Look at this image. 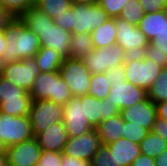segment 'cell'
<instances>
[{"label":"cell","instance_id":"cell-36","mask_svg":"<svg viewBox=\"0 0 167 166\" xmlns=\"http://www.w3.org/2000/svg\"><path fill=\"white\" fill-rule=\"evenodd\" d=\"M130 0H98V4L111 18L119 17L124 5Z\"/></svg>","mask_w":167,"mask_h":166},{"label":"cell","instance_id":"cell-30","mask_svg":"<svg viewBox=\"0 0 167 166\" xmlns=\"http://www.w3.org/2000/svg\"><path fill=\"white\" fill-rule=\"evenodd\" d=\"M147 97L155 104L167 101V67L162 68L157 80L147 91Z\"/></svg>","mask_w":167,"mask_h":166},{"label":"cell","instance_id":"cell-43","mask_svg":"<svg viewBox=\"0 0 167 166\" xmlns=\"http://www.w3.org/2000/svg\"><path fill=\"white\" fill-rule=\"evenodd\" d=\"M13 16L0 6V30L6 28L7 24L12 20Z\"/></svg>","mask_w":167,"mask_h":166},{"label":"cell","instance_id":"cell-46","mask_svg":"<svg viewBox=\"0 0 167 166\" xmlns=\"http://www.w3.org/2000/svg\"><path fill=\"white\" fill-rule=\"evenodd\" d=\"M8 147L0 137V156H6Z\"/></svg>","mask_w":167,"mask_h":166},{"label":"cell","instance_id":"cell-16","mask_svg":"<svg viewBox=\"0 0 167 166\" xmlns=\"http://www.w3.org/2000/svg\"><path fill=\"white\" fill-rule=\"evenodd\" d=\"M124 121L152 130L157 118V106L148 97L133 106L120 111Z\"/></svg>","mask_w":167,"mask_h":166},{"label":"cell","instance_id":"cell-45","mask_svg":"<svg viewBox=\"0 0 167 166\" xmlns=\"http://www.w3.org/2000/svg\"><path fill=\"white\" fill-rule=\"evenodd\" d=\"M156 166H167V150H164L159 156L155 158Z\"/></svg>","mask_w":167,"mask_h":166},{"label":"cell","instance_id":"cell-25","mask_svg":"<svg viewBox=\"0 0 167 166\" xmlns=\"http://www.w3.org/2000/svg\"><path fill=\"white\" fill-rule=\"evenodd\" d=\"M39 72L59 71L64 57L50 47H40L34 56Z\"/></svg>","mask_w":167,"mask_h":166},{"label":"cell","instance_id":"cell-18","mask_svg":"<svg viewBox=\"0 0 167 166\" xmlns=\"http://www.w3.org/2000/svg\"><path fill=\"white\" fill-rule=\"evenodd\" d=\"M71 32L59 25H49L39 38L41 47H50L64 58L70 57Z\"/></svg>","mask_w":167,"mask_h":166},{"label":"cell","instance_id":"cell-14","mask_svg":"<svg viewBox=\"0 0 167 166\" xmlns=\"http://www.w3.org/2000/svg\"><path fill=\"white\" fill-rule=\"evenodd\" d=\"M102 146L96 128L79 137H68L62 154L77 159L91 161L95 153Z\"/></svg>","mask_w":167,"mask_h":166},{"label":"cell","instance_id":"cell-39","mask_svg":"<svg viewBox=\"0 0 167 166\" xmlns=\"http://www.w3.org/2000/svg\"><path fill=\"white\" fill-rule=\"evenodd\" d=\"M151 131L167 141V120L157 117Z\"/></svg>","mask_w":167,"mask_h":166},{"label":"cell","instance_id":"cell-1","mask_svg":"<svg viewBox=\"0 0 167 166\" xmlns=\"http://www.w3.org/2000/svg\"><path fill=\"white\" fill-rule=\"evenodd\" d=\"M111 17L97 3L73 1L71 7L62 15L53 19L54 24L71 32V34H90L96 27Z\"/></svg>","mask_w":167,"mask_h":166},{"label":"cell","instance_id":"cell-24","mask_svg":"<svg viewBox=\"0 0 167 166\" xmlns=\"http://www.w3.org/2000/svg\"><path fill=\"white\" fill-rule=\"evenodd\" d=\"M94 48H103L116 44L115 18H110L96 27L91 33Z\"/></svg>","mask_w":167,"mask_h":166},{"label":"cell","instance_id":"cell-35","mask_svg":"<svg viewBox=\"0 0 167 166\" xmlns=\"http://www.w3.org/2000/svg\"><path fill=\"white\" fill-rule=\"evenodd\" d=\"M91 166H120L106 145H102L91 160Z\"/></svg>","mask_w":167,"mask_h":166},{"label":"cell","instance_id":"cell-32","mask_svg":"<svg viewBox=\"0 0 167 166\" xmlns=\"http://www.w3.org/2000/svg\"><path fill=\"white\" fill-rule=\"evenodd\" d=\"M145 14L143 6L139 0H130L126 3L119 15L120 18L129 24L137 26Z\"/></svg>","mask_w":167,"mask_h":166},{"label":"cell","instance_id":"cell-31","mask_svg":"<svg viewBox=\"0 0 167 166\" xmlns=\"http://www.w3.org/2000/svg\"><path fill=\"white\" fill-rule=\"evenodd\" d=\"M88 95L97 99H106L110 93L111 84L107 81L106 73L92 74Z\"/></svg>","mask_w":167,"mask_h":166},{"label":"cell","instance_id":"cell-15","mask_svg":"<svg viewBox=\"0 0 167 166\" xmlns=\"http://www.w3.org/2000/svg\"><path fill=\"white\" fill-rule=\"evenodd\" d=\"M42 149L36 138L9 146L6 153L8 166H37Z\"/></svg>","mask_w":167,"mask_h":166},{"label":"cell","instance_id":"cell-40","mask_svg":"<svg viewBox=\"0 0 167 166\" xmlns=\"http://www.w3.org/2000/svg\"><path fill=\"white\" fill-rule=\"evenodd\" d=\"M61 166H91V161H85L62 154Z\"/></svg>","mask_w":167,"mask_h":166},{"label":"cell","instance_id":"cell-9","mask_svg":"<svg viewBox=\"0 0 167 166\" xmlns=\"http://www.w3.org/2000/svg\"><path fill=\"white\" fill-rule=\"evenodd\" d=\"M128 56L121 46L114 44L103 48H94L83 58V61L91 74L106 73L113 66L124 64Z\"/></svg>","mask_w":167,"mask_h":166},{"label":"cell","instance_id":"cell-10","mask_svg":"<svg viewBox=\"0 0 167 166\" xmlns=\"http://www.w3.org/2000/svg\"><path fill=\"white\" fill-rule=\"evenodd\" d=\"M63 111V105L53 101H32L29 117L34 136L46 130L54 123L63 122Z\"/></svg>","mask_w":167,"mask_h":166},{"label":"cell","instance_id":"cell-5","mask_svg":"<svg viewBox=\"0 0 167 166\" xmlns=\"http://www.w3.org/2000/svg\"><path fill=\"white\" fill-rule=\"evenodd\" d=\"M162 67L153 59L142 55H129L124 63L126 80L146 92L157 80Z\"/></svg>","mask_w":167,"mask_h":166},{"label":"cell","instance_id":"cell-27","mask_svg":"<svg viewBox=\"0 0 167 166\" xmlns=\"http://www.w3.org/2000/svg\"><path fill=\"white\" fill-rule=\"evenodd\" d=\"M139 146L142 154L156 158L164 150H167V141L150 131L148 135L139 143Z\"/></svg>","mask_w":167,"mask_h":166},{"label":"cell","instance_id":"cell-33","mask_svg":"<svg viewBox=\"0 0 167 166\" xmlns=\"http://www.w3.org/2000/svg\"><path fill=\"white\" fill-rule=\"evenodd\" d=\"M36 0H0V6L13 17H19L23 12L35 7Z\"/></svg>","mask_w":167,"mask_h":166},{"label":"cell","instance_id":"cell-7","mask_svg":"<svg viewBox=\"0 0 167 166\" xmlns=\"http://www.w3.org/2000/svg\"><path fill=\"white\" fill-rule=\"evenodd\" d=\"M59 72L68 86L72 97L88 95L92 74L86 67L83 59L64 58Z\"/></svg>","mask_w":167,"mask_h":166},{"label":"cell","instance_id":"cell-48","mask_svg":"<svg viewBox=\"0 0 167 166\" xmlns=\"http://www.w3.org/2000/svg\"><path fill=\"white\" fill-rule=\"evenodd\" d=\"M73 1L92 2V3L98 2V0H73Z\"/></svg>","mask_w":167,"mask_h":166},{"label":"cell","instance_id":"cell-12","mask_svg":"<svg viewBox=\"0 0 167 166\" xmlns=\"http://www.w3.org/2000/svg\"><path fill=\"white\" fill-rule=\"evenodd\" d=\"M63 110V124L68 137H79L94 129L86 118L85 102H81V97H72Z\"/></svg>","mask_w":167,"mask_h":166},{"label":"cell","instance_id":"cell-19","mask_svg":"<svg viewBox=\"0 0 167 166\" xmlns=\"http://www.w3.org/2000/svg\"><path fill=\"white\" fill-rule=\"evenodd\" d=\"M42 151L62 153L67 143L68 135L63 122L52 124L46 130L35 136Z\"/></svg>","mask_w":167,"mask_h":166},{"label":"cell","instance_id":"cell-29","mask_svg":"<svg viewBox=\"0 0 167 166\" xmlns=\"http://www.w3.org/2000/svg\"><path fill=\"white\" fill-rule=\"evenodd\" d=\"M73 0H36L35 7L54 19L71 7Z\"/></svg>","mask_w":167,"mask_h":166},{"label":"cell","instance_id":"cell-42","mask_svg":"<svg viewBox=\"0 0 167 166\" xmlns=\"http://www.w3.org/2000/svg\"><path fill=\"white\" fill-rule=\"evenodd\" d=\"M5 46H6V37L3 29V30H0V75H2L3 70L6 67V63L2 57L3 52L6 48Z\"/></svg>","mask_w":167,"mask_h":166},{"label":"cell","instance_id":"cell-22","mask_svg":"<svg viewBox=\"0 0 167 166\" xmlns=\"http://www.w3.org/2000/svg\"><path fill=\"white\" fill-rule=\"evenodd\" d=\"M125 121L120 114H117L109 119L101 121L96 127L99 134V139L102 145H106L123 138Z\"/></svg>","mask_w":167,"mask_h":166},{"label":"cell","instance_id":"cell-23","mask_svg":"<svg viewBox=\"0 0 167 166\" xmlns=\"http://www.w3.org/2000/svg\"><path fill=\"white\" fill-rule=\"evenodd\" d=\"M19 19L24 23V26L34 32L39 38L41 33L49 26L53 25L54 21L45 13L38 10L36 7L30 8L23 12Z\"/></svg>","mask_w":167,"mask_h":166},{"label":"cell","instance_id":"cell-34","mask_svg":"<svg viewBox=\"0 0 167 166\" xmlns=\"http://www.w3.org/2000/svg\"><path fill=\"white\" fill-rule=\"evenodd\" d=\"M149 132L150 131L144 127L125 121L123 138L139 144Z\"/></svg>","mask_w":167,"mask_h":166},{"label":"cell","instance_id":"cell-37","mask_svg":"<svg viewBox=\"0 0 167 166\" xmlns=\"http://www.w3.org/2000/svg\"><path fill=\"white\" fill-rule=\"evenodd\" d=\"M62 153L42 151L37 166H61Z\"/></svg>","mask_w":167,"mask_h":166},{"label":"cell","instance_id":"cell-21","mask_svg":"<svg viewBox=\"0 0 167 166\" xmlns=\"http://www.w3.org/2000/svg\"><path fill=\"white\" fill-rule=\"evenodd\" d=\"M106 146L120 166H130L141 154L139 144L125 138H119L117 141L106 144Z\"/></svg>","mask_w":167,"mask_h":166},{"label":"cell","instance_id":"cell-28","mask_svg":"<svg viewBox=\"0 0 167 166\" xmlns=\"http://www.w3.org/2000/svg\"><path fill=\"white\" fill-rule=\"evenodd\" d=\"M144 55L153 59L162 68L167 67V38H153L146 47Z\"/></svg>","mask_w":167,"mask_h":166},{"label":"cell","instance_id":"cell-38","mask_svg":"<svg viewBox=\"0 0 167 166\" xmlns=\"http://www.w3.org/2000/svg\"><path fill=\"white\" fill-rule=\"evenodd\" d=\"M145 13L163 11L167 9V0H139Z\"/></svg>","mask_w":167,"mask_h":166},{"label":"cell","instance_id":"cell-4","mask_svg":"<svg viewBox=\"0 0 167 166\" xmlns=\"http://www.w3.org/2000/svg\"><path fill=\"white\" fill-rule=\"evenodd\" d=\"M29 94L32 101L49 100L63 106L72 98L59 71L40 72Z\"/></svg>","mask_w":167,"mask_h":166},{"label":"cell","instance_id":"cell-41","mask_svg":"<svg viewBox=\"0 0 167 166\" xmlns=\"http://www.w3.org/2000/svg\"><path fill=\"white\" fill-rule=\"evenodd\" d=\"M130 166H156L155 158L149 157L144 154H140Z\"/></svg>","mask_w":167,"mask_h":166},{"label":"cell","instance_id":"cell-8","mask_svg":"<svg viewBox=\"0 0 167 166\" xmlns=\"http://www.w3.org/2000/svg\"><path fill=\"white\" fill-rule=\"evenodd\" d=\"M0 137L7 147L34 138L29 116H13L0 112Z\"/></svg>","mask_w":167,"mask_h":166},{"label":"cell","instance_id":"cell-13","mask_svg":"<svg viewBox=\"0 0 167 166\" xmlns=\"http://www.w3.org/2000/svg\"><path fill=\"white\" fill-rule=\"evenodd\" d=\"M39 73L35 58L29 57L6 64L1 76L25 91L30 92L34 84V80Z\"/></svg>","mask_w":167,"mask_h":166},{"label":"cell","instance_id":"cell-2","mask_svg":"<svg viewBox=\"0 0 167 166\" xmlns=\"http://www.w3.org/2000/svg\"><path fill=\"white\" fill-rule=\"evenodd\" d=\"M6 48L3 59L6 64L34 57L41 44L39 37L26 28L19 17H13L4 29Z\"/></svg>","mask_w":167,"mask_h":166},{"label":"cell","instance_id":"cell-20","mask_svg":"<svg viewBox=\"0 0 167 166\" xmlns=\"http://www.w3.org/2000/svg\"><path fill=\"white\" fill-rule=\"evenodd\" d=\"M137 27L149 41L153 38H167V9L145 13Z\"/></svg>","mask_w":167,"mask_h":166},{"label":"cell","instance_id":"cell-6","mask_svg":"<svg viewBox=\"0 0 167 166\" xmlns=\"http://www.w3.org/2000/svg\"><path fill=\"white\" fill-rule=\"evenodd\" d=\"M32 98L29 92L0 75V112L13 116H29Z\"/></svg>","mask_w":167,"mask_h":166},{"label":"cell","instance_id":"cell-44","mask_svg":"<svg viewBox=\"0 0 167 166\" xmlns=\"http://www.w3.org/2000/svg\"><path fill=\"white\" fill-rule=\"evenodd\" d=\"M157 106V117L160 119L167 120V101L158 102Z\"/></svg>","mask_w":167,"mask_h":166},{"label":"cell","instance_id":"cell-26","mask_svg":"<svg viewBox=\"0 0 167 166\" xmlns=\"http://www.w3.org/2000/svg\"><path fill=\"white\" fill-rule=\"evenodd\" d=\"M70 41L71 58L83 59L94 50L91 34H72Z\"/></svg>","mask_w":167,"mask_h":166},{"label":"cell","instance_id":"cell-3","mask_svg":"<svg viewBox=\"0 0 167 166\" xmlns=\"http://www.w3.org/2000/svg\"><path fill=\"white\" fill-rule=\"evenodd\" d=\"M107 81L111 84V89L106 101L123 110L144 101L147 98V92L132 83L125 77L124 64L115 65L106 72Z\"/></svg>","mask_w":167,"mask_h":166},{"label":"cell","instance_id":"cell-47","mask_svg":"<svg viewBox=\"0 0 167 166\" xmlns=\"http://www.w3.org/2000/svg\"><path fill=\"white\" fill-rule=\"evenodd\" d=\"M0 166H8L6 156H0Z\"/></svg>","mask_w":167,"mask_h":166},{"label":"cell","instance_id":"cell-11","mask_svg":"<svg viewBox=\"0 0 167 166\" xmlns=\"http://www.w3.org/2000/svg\"><path fill=\"white\" fill-rule=\"evenodd\" d=\"M116 44L121 46L128 55H142L150 41L146 35L134 25L124 19L115 18Z\"/></svg>","mask_w":167,"mask_h":166},{"label":"cell","instance_id":"cell-17","mask_svg":"<svg viewBox=\"0 0 167 166\" xmlns=\"http://www.w3.org/2000/svg\"><path fill=\"white\" fill-rule=\"evenodd\" d=\"M81 102H85L86 118L96 128L101 121L120 114V109L106 99L100 100L90 95L81 96Z\"/></svg>","mask_w":167,"mask_h":166}]
</instances>
